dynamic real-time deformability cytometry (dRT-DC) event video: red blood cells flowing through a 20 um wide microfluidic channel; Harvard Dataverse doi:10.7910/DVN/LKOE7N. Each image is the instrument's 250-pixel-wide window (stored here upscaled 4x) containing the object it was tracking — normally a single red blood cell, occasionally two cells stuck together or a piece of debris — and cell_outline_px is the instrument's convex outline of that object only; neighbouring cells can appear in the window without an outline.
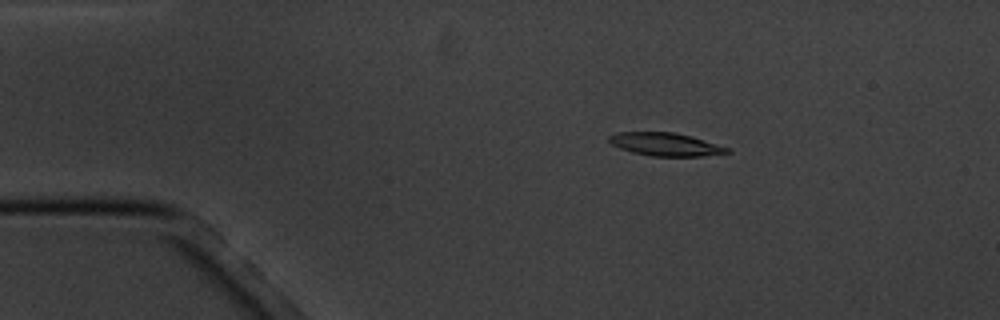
{"species": "common noctule bat (a hibernating species)", "species_latin": "Nyctalus noctula", "temperature_condition": "cold", "stored_images_in_passage": 4, "camera_frame_rate_fps": 3000, "um_per_image_px": 0.085, "animal": {"sex": "male", "body_mass_g": 20.1, "forearm_length_mm": 53.5}, "frame": {"image": 1, "passage_image": 3, "time_ms": 2.333, "image_size_px": [1000, 320], "cell_outline_px": [[732, 152], [704, 156], [652, 156], [632, 152], [620, 148], [612, 144], [608, 140], [608, 136], [616, 132], [672, 132], [692, 136], [728, 148]], "centroid_in_image_um": [56.54, 12.26], "position_along_channel_um": 28.5, "area_um2": 15.78}}